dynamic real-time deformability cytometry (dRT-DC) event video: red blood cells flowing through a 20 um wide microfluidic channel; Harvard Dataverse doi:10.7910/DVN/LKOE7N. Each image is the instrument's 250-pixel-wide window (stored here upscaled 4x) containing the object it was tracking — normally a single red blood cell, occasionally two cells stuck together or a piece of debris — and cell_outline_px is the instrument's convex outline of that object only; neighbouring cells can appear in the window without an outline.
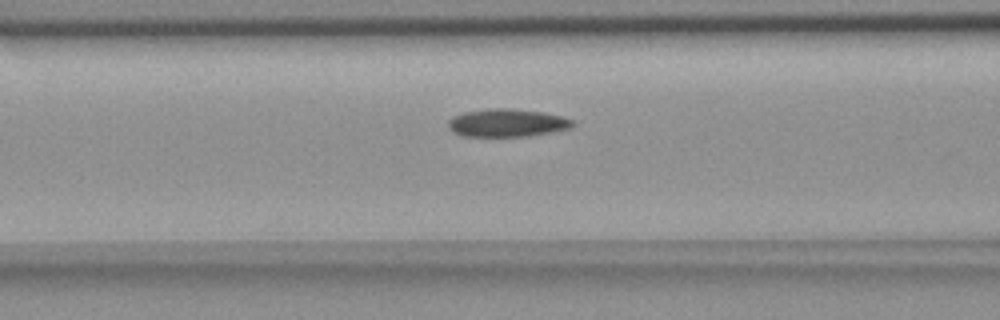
{"species": "common noctule bat (a hibernating species)", "species_latin": "Nyctalus noctula", "temperature_condition": "room temperature", "stored_images_in_passage": 34, "camera_frame_rate_fps": 3000, "um_per_image_px": 0.085, "animal": {"sex": "female", "body_mass_g": 18.4}, "frame": {"image": 1, "passage_image": 10, "time_ms": 3.0, "image_size_px": [1000, 320], "cell_outline_px": [[576, 124], [568, 128], [552, 132], [528, 136], [460, 136], [452, 132], [448, 128], [448, 120], [452, 116], [464, 112], [488, 108], [512, 108], [544, 112], [564, 116], [572, 120]], "centroid_in_image_um": [43.08, 10.43], "position_along_channel_um": 123.5, "area_um2": 20.52}}
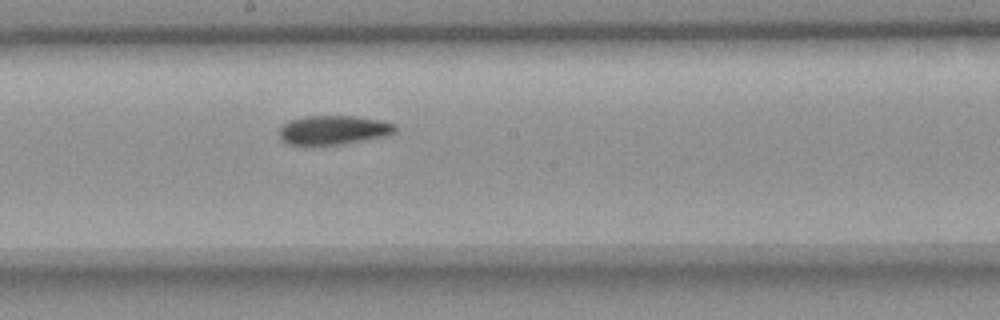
{"frame": {"image": 2, "passage_image": 18, "time_ms": 5.667, "image_size_px": [1000, 320], "cell_outline_px": [[396, 132], [388, 136], [368, 140], [340, 144], [288, 144], [280, 140], [280, 128], [288, 120], [304, 116], [352, 116], [384, 120], [396, 124]], "centroid_in_image_um": [28.4, 11.04], "position_along_channel_um": 219.8, "area_um2": 19.83}}
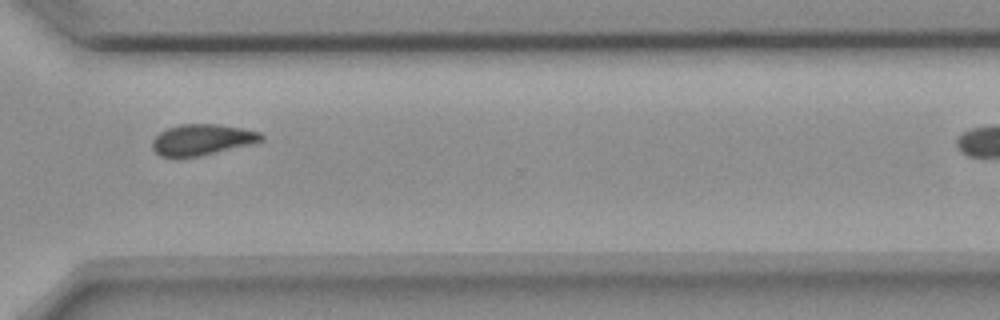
{"frame": {"image": 3, "passage_image": 29, "time_ms": 9.333, "image_size_px": [1000, 320], "cell_outline_px": [[264, 140], [252, 144], [196, 156], [160, 156], [152, 148], [152, 140], [160, 132], [168, 128], [180, 124], [216, 124], [240, 128], [260, 132], [264, 136]], "centroid_in_image_um": [17.18, 11.86], "position_along_channel_um": 353.4, "area_um2": 19.31}, "authors_computed_cell_mechanics": {"area_um2": 20.2878, "velocity_mm_per_s": 3.6249, "shape_relaxation_time_tau1_ms": null, "shape_relaxation_time_tau2_ms": 6.4794, "deformation_change_tau1": null, "deformation_change_tau2": 0.1115}}